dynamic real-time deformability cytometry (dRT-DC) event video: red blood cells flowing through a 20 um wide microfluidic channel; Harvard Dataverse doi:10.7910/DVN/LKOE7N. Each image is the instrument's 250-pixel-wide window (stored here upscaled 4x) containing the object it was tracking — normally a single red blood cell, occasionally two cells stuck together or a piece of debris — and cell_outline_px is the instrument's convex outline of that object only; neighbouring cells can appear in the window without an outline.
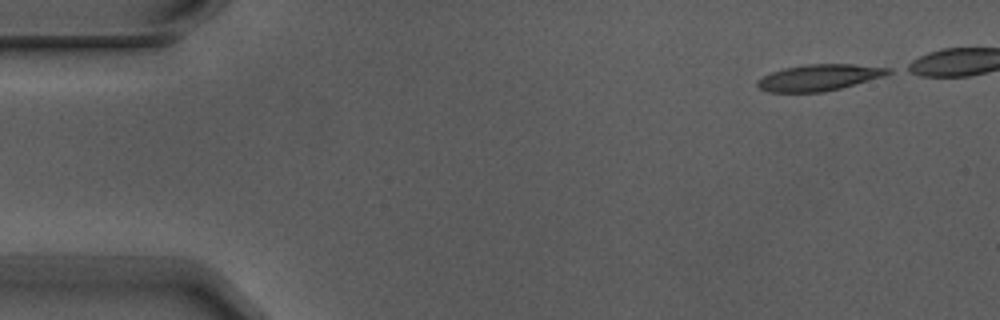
{"species": "Egyptian fruit bat (a non-hibernating species)", "species_latin": "Rousettus aegyptiacus", "temperature_condition": "warm", "stored_images_in_passage": 6, "segment_of_instrument_passage": [2, 2], "camera_frame_rate_fps": 3000, "um_per_image_px": 0.085, "animal": {"sex": "male"}, "frame": {"image": 1, "passage_image": 6, "time_ms": 1.667, "image_size_px": [1000, 320], "cell_outline_px": [[892, 72], [884, 76], [840, 88], [824, 92], [768, 92], [760, 88], [756, 84], [756, 80], [772, 72], [784, 68], [808, 64], [852, 64], [892, 68]], "centroid_in_image_um": [69.63, 6.59], "position_along_channel_um": 15.4, "area_um2": 19.94}}